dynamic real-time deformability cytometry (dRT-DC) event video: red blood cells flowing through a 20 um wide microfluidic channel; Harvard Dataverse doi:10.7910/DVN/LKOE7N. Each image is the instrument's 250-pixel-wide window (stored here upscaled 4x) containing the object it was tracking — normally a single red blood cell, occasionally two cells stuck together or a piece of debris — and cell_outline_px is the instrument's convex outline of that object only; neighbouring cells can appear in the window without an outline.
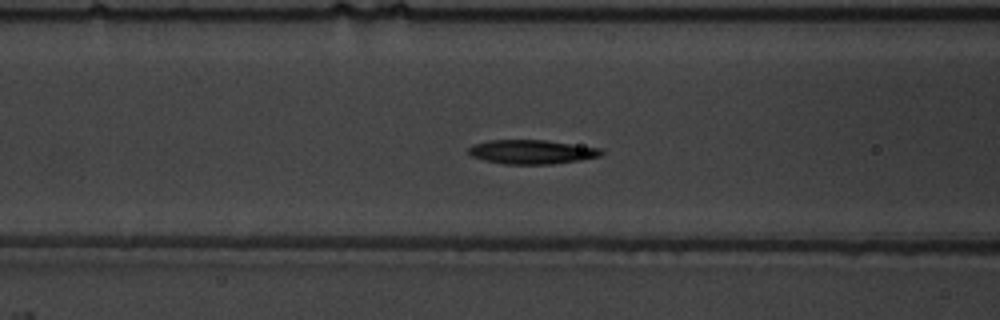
{"species": "common noctule bat (a hibernating species)", "species_latin": "Nyctalus noctula", "temperature_condition": "warm", "stored_images_in_passage": 56, "camera_frame_rate_fps": 3000, "um_per_image_px": 0.085, "animal": {"sex": "male", "body_mass_g": 19.5, "forearm_length_mm": 54.6}, "frame": {"image": 1, "passage_image": 23, "time_ms": 7.333, "image_size_px": [1000, 320], "cell_outline_px": [[604, 152], [600, 156], [580, 160], [552, 164], [504, 164], [484, 160], [472, 156], [468, 152], [468, 148], [472, 144], [488, 140], [544, 140], [604, 148]], "centroid_in_image_um": [45.21, 12.9], "position_along_channel_um": 121.4, "area_um2": 18.79}}
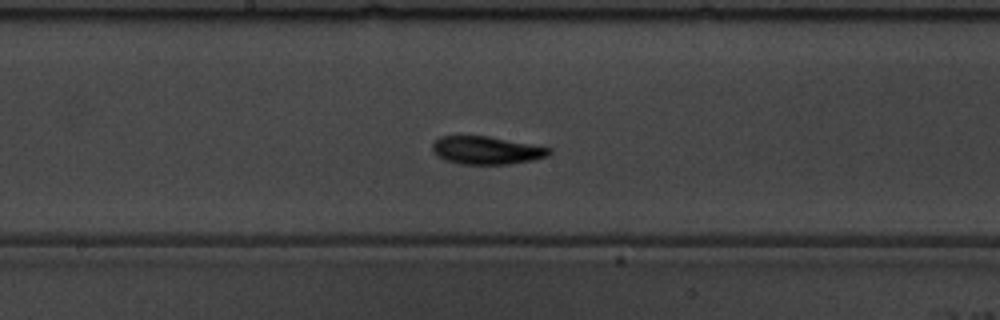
{"frame": {"image": 2, "passage_image": 30, "time_ms": 9.667, "image_size_px": [1000, 320], "cell_outline_px": [[552, 152], [548, 156], [532, 160], [508, 164], [460, 164], [444, 160], [436, 156], [432, 152], [432, 144], [440, 136], [488, 136], [552, 148]], "centroid_in_image_um": [41.33, 12.78], "position_along_channel_um": 206.9, "area_um2": 19.07}}
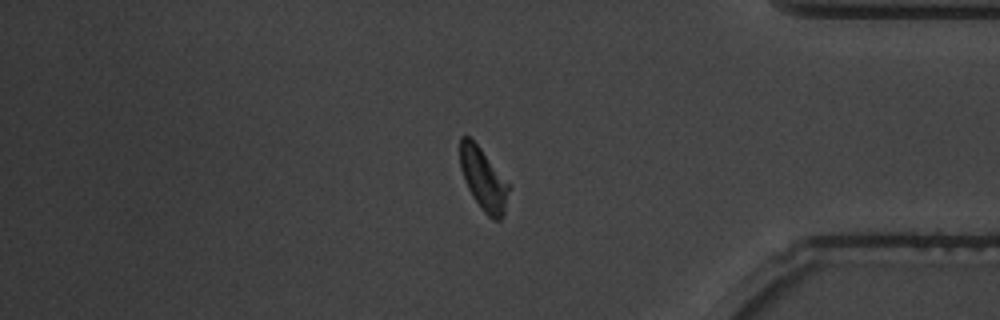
{"frame": {"image": 3, "passage_image": 47, "time_ms": 15.333, "image_size_px": [1000, 320], "cell_outline_px": [[512, 188], [504, 216], [500, 220], [492, 220], [480, 208], [472, 196], [464, 180], [460, 168], [460, 136], [468, 136], [480, 148], [512, 184]], "centroid_in_image_um": [41.15, 15.29], "position_along_channel_um": 394.0, "area_um2": 18.26}, "authors_computed_cell_mechanics": {"area_um2": 18.2648, "velocity_mm_per_s": 3.6665, "shape_relaxation_time_tau1_ms": 3.4354, "shape_relaxation_time_tau2_ms": 2.1397, "deformation_change_tau1": 0.1435, "deformation_change_tau2": 0.0706}}